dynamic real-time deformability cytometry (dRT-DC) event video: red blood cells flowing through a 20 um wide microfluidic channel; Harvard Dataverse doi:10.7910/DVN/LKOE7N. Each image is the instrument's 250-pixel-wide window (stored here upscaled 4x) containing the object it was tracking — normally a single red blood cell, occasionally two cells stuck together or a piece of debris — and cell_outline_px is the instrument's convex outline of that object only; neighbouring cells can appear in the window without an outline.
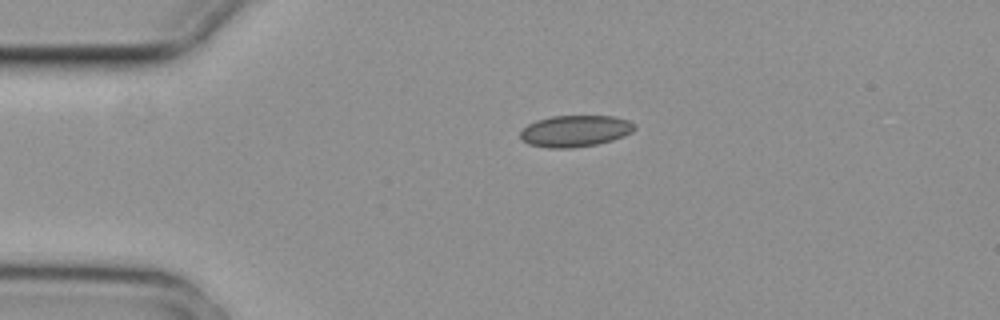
{"species": "common noctule bat (a hibernating species)", "species_latin": "Nyctalus noctula", "temperature_condition": "cold", "stored_images_in_passage": 3, "camera_frame_rate_fps": 3000, "um_per_image_px": 0.085, "animal": {"sex": "female", "body_mass_g": 29.2, "forearm_length_mm": 56.3}, "frame": {"image": 1, "passage_image": 1, "time_ms": 0.0, "image_size_px": [1000, 320], "cell_outline_px": [[636, 128], [632, 132], [624, 136], [612, 140], [596, 144], [572, 148], [548, 148], [528, 144], [520, 140], [520, 132], [528, 124], [536, 120], [552, 116], [612, 116], [628, 120], [636, 124]], "centroid_in_image_um": [48.88, 11.14], "position_along_channel_um": 36.1, "area_um2": 21.1}}